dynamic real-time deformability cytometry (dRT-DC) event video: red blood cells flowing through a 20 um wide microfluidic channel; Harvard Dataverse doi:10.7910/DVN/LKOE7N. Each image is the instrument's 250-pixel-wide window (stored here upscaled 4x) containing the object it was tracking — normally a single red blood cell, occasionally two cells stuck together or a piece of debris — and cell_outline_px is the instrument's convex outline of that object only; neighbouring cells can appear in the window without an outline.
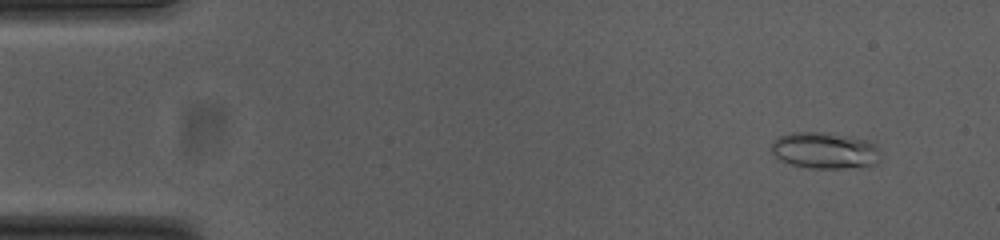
{"species": "common noctule bat (a hibernating species)", "species_latin": "Nyctalus noctula", "temperature_condition": "cold", "stored_images_in_passage": 55, "camera_frame_rate_fps": 3000, "um_per_image_px": 0.085, "animal": {"sex": "female", "body_mass_g": 23.0, "forearm_length_mm": 53.4}, "frame": {"image": 1, "passage_image": 5, "time_ms": 1.333, "image_size_px": [1000, 240], "cell_outline_px": [[880, 160], [876, 164], [868, 168], [808, 168], [792, 164], [780, 160], [772, 152], [772, 140], [780, 136], [792, 132], [824, 132], [848, 136], [868, 140], [876, 144], [880, 156]], "centroid_in_image_um": [70.16, 12.8], "position_along_channel_um": 14.8, "area_um2": 23.52}}
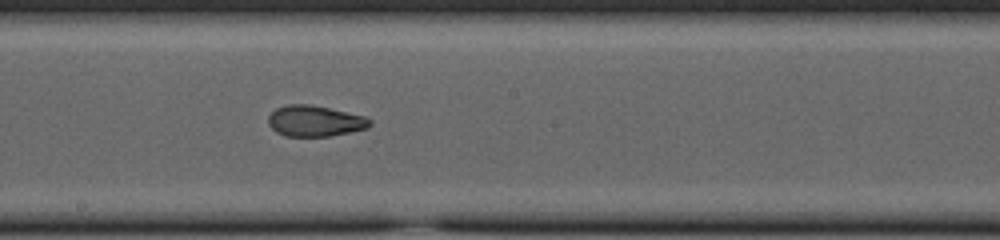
{"frame": {"image": 2, "passage_image": 30, "time_ms": 9.667, "image_size_px": [1000, 240], "cell_outline_px": [[372, 124], [368, 128], [332, 136], [284, 136], [276, 132], [268, 124], [268, 116], [276, 108], [288, 104], [308, 104], [328, 108], [364, 116], [372, 120]], "centroid_in_image_um": [26.76, 10.29], "position_along_channel_um": 221.4, "area_um2": 18.32}}
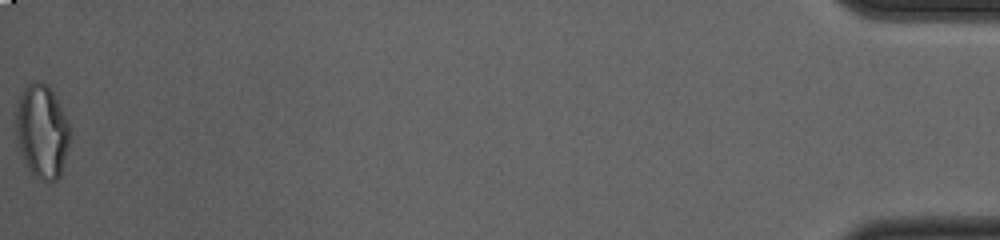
{"frame": {"image": 3, "passage_image": 55, "time_ms": 18.0, "image_size_px": [1000, 240], "cell_outline_px": [[72, 136], [60, 176], [56, 180], [48, 184], [32, 176], [24, 164], [16, 140], [16, 108], [20, 96], [24, 88], [28, 84], [36, 80], [48, 84], [68, 120], [72, 128]], "centroid_in_image_um": [3.58, 11.22], "position_along_channel_um": 431.6, "area_um2": 30.35}}